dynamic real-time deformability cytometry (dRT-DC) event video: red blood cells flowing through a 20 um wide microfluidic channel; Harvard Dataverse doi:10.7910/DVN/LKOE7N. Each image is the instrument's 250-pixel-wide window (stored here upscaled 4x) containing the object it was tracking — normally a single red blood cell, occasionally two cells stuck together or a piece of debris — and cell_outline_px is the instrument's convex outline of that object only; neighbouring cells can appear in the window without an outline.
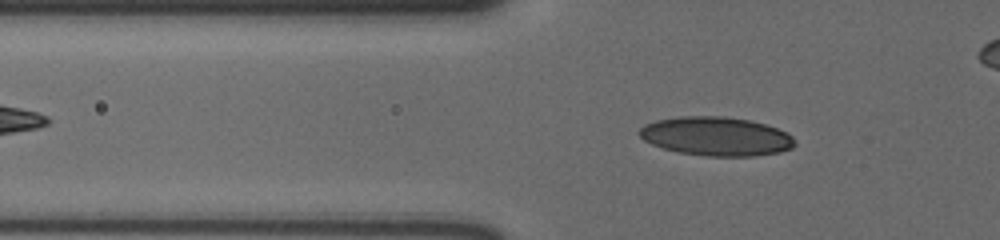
{"species": "human", "species_latin": "Homo sapiens", "temperature_condition": "cold", "stored_images_in_passage": 50, "camera_frame_rate_fps": 3000, "um_per_image_px": 0.085, "donor": {"sex": "male"}, "frame": {"image": 1, "passage_image": 16, "time_ms": 5.0, "image_size_px": [1000, 240], "cell_outline_px": [[796, 144], [792, 148], [780, 152], [756, 156], [708, 156], [680, 152], [664, 148], [652, 144], [644, 140], [636, 132], [644, 124], [656, 120], [680, 116], [724, 116], [748, 120], [764, 124], [788, 132], [792, 136]], "centroid_in_image_um": [60.87, 11.58], "position_along_channel_um": 64.9, "area_um2": 35.26}}
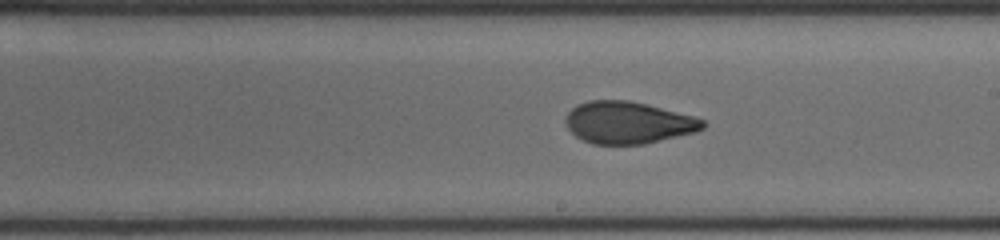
{"frame": {"image": 2, "passage_image": 31, "time_ms": 10.0, "image_size_px": [1000, 240], "cell_outline_px": [[708, 124], [704, 128], [696, 132], [644, 144], [592, 144], [576, 136], [568, 128], [564, 120], [568, 112], [576, 104], [588, 100], [628, 100], [692, 116], [704, 120]], "centroid_in_image_um": [53.37, 10.42], "position_along_channel_um": 235.6, "area_um2": 33.47}}
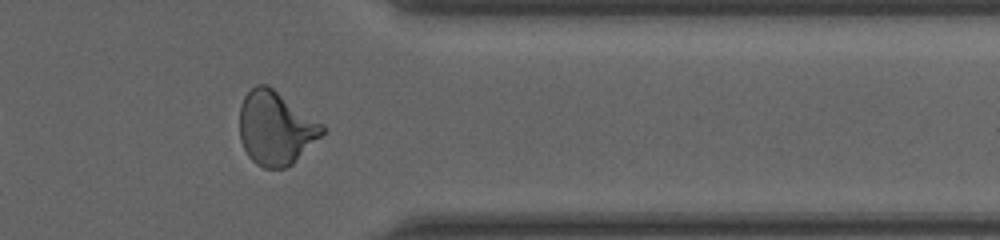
{"frame": {"image": 3, "passage_image": 44, "time_ms": 14.333, "image_size_px": [1000, 240], "cell_outline_px": [[324, 132], [292, 164], [284, 168], [264, 168], [256, 164], [248, 156], [240, 140], [240, 104], [244, 96], [256, 84], [268, 84], [324, 124]], "centroid_in_image_um": [23.41, 10.87], "position_along_channel_um": 388.0, "area_um2": 35.43}}